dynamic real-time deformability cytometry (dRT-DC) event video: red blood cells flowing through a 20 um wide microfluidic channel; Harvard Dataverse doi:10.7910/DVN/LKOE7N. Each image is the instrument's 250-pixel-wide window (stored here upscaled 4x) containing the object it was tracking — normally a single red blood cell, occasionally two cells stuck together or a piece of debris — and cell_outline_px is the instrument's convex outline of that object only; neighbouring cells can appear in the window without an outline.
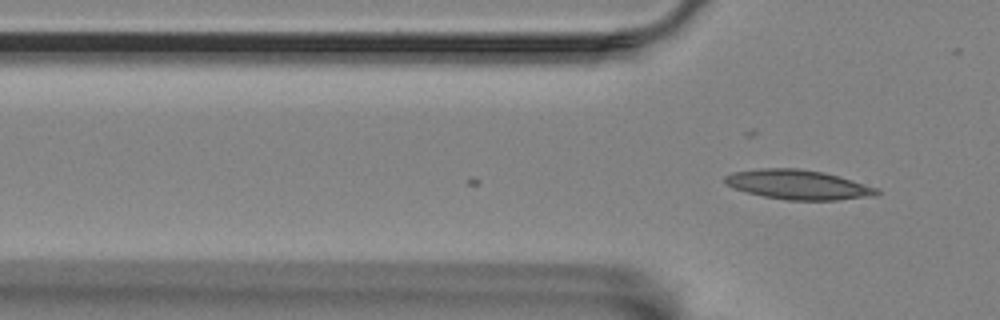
{"species": "Egyptian fruit bat (a non-hibernating species)", "species_latin": "Rousettus aegyptiacus", "temperature_condition": "room temperature", "stored_images_in_passage": 3, "camera_frame_rate_fps": 3000, "um_per_image_px": 0.085, "animal": {"sex": "female"}, "frame": {"image": 1, "passage_image": 3, "time_ms": 0.667, "image_size_px": [1000, 320], "cell_outline_px": [[880, 192], [876, 196], [836, 200], [784, 200], [764, 196], [732, 188], [724, 184], [724, 176], [732, 172], [756, 168], [796, 168], [824, 172], [852, 180], [876, 188]], "centroid_in_image_um": [67.79, 15.69], "position_along_channel_um": 58.0, "area_um2": 26.24}}